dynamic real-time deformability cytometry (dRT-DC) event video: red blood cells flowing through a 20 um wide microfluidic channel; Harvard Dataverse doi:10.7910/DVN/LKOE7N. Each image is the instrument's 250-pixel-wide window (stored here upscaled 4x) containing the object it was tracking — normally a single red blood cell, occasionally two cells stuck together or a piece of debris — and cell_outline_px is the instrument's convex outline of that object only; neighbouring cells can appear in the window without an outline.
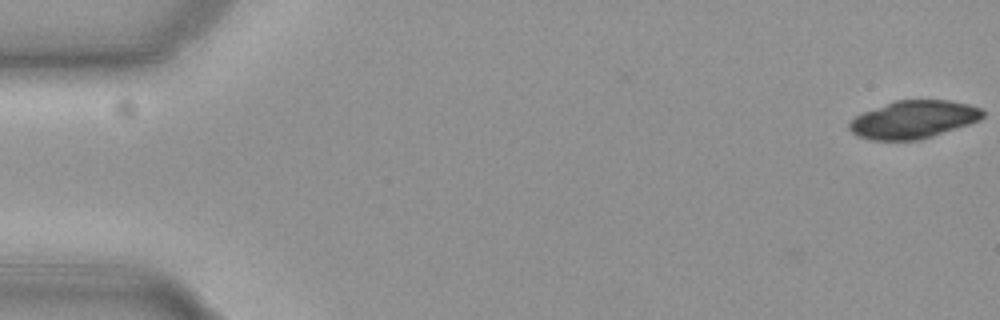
{"species": "common noctule bat (a hibernating species)", "species_latin": "Nyctalus noctula", "temperature_condition": "cold", "stored_images_in_passage": 19, "camera_frame_rate_fps": 3000, "um_per_image_px": 0.085, "animal": {"sex": "female", "body_mass_g": 19.3, "forearm_length_mm": 54.1}, "frame": {"image": 1, "passage_image": 1, "time_ms": 0.0, "image_size_px": [1000, 320], "cell_outline_px": [[984, 116], [980, 120], [920, 140], [872, 140], [856, 136], [848, 128], [848, 124], [860, 112], [896, 100], [948, 100], [968, 104], [980, 108], [984, 112]], "centroid_in_image_um": [77.61, 10.16], "position_along_channel_um": 7.4, "area_um2": 29.42}}